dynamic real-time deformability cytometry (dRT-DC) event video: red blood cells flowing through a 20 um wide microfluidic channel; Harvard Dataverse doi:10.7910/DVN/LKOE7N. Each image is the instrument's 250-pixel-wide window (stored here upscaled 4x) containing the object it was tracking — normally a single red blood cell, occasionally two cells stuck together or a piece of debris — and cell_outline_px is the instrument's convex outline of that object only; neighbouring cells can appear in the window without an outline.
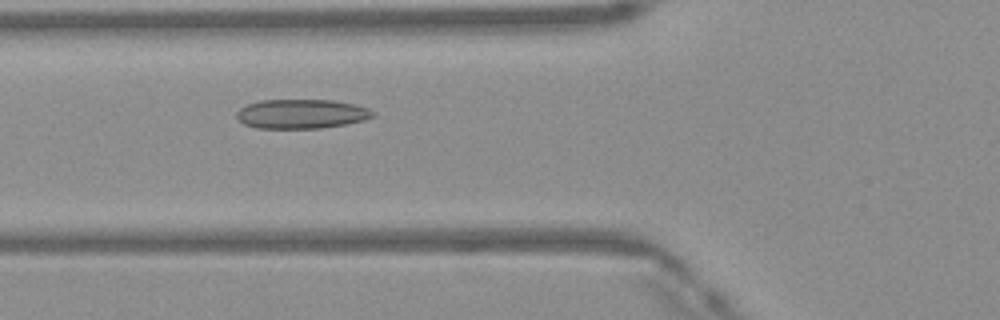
{"species": "Egyptian fruit bat (a non-hibernating species)", "species_latin": "Rousettus aegyptiacus", "temperature_condition": "warm", "stored_images_in_passage": 43, "camera_frame_rate_fps": 3000, "um_per_image_px": 0.085, "frame": {"image": 1, "passage_image": 12, "time_ms": 3.667, "image_size_px": [1000, 320], "cell_outline_px": [[376, 116], [364, 120], [344, 124], [320, 128], [256, 128], [244, 124], [236, 116], [236, 112], [240, 108], [248, 104], [260, 100], [332, 100], [352, 104], [368, 108], [376, 112]], "centroid_in_image_um": [25.63, 9.68], "position_along_channel_um": 100.2, "area_um2": 23.24}}
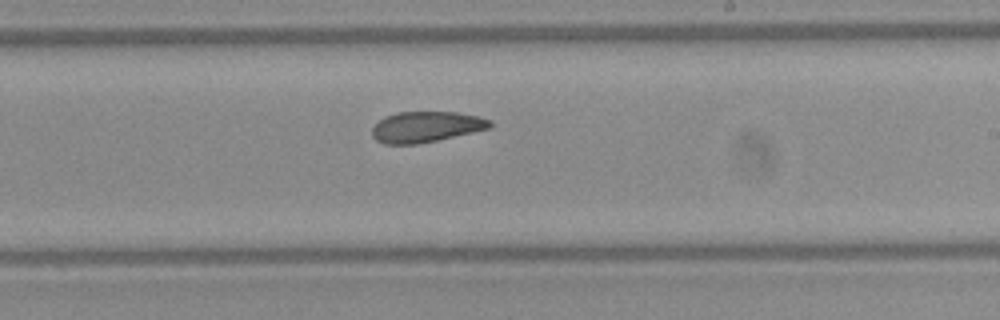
{"frame": {"image": 2, "passage_image": 23, "time_ms": 7.333, "image_size_px": [1000, 320], "cell_outline_px": [[492, 124], [488, 128], [472, 132], [436, 140], [416, 144], [384, 144], [376, 140], [372, 136], [372, 128], [384, 116], [396, 112], [456, 112], [480, 116], [492, 120]], "centroid_in_image_um": [36.19, 10.77], "position_along_channel_um": 252.8, "area_um2": 21.04}}
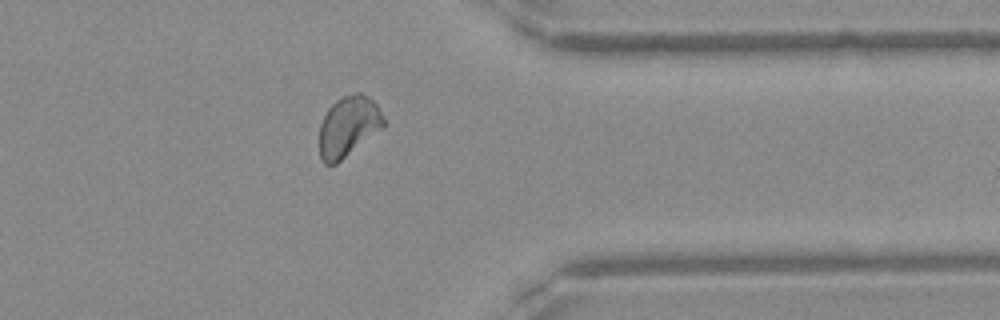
{"frame": {"image": 3, "passage_image": 33, "time_ms": 10.667, "image_size_px": [1000, 320], "cell_outline_px": [[384, 128], [336, 164], [324, 164], [320, 160], [320, 124], [328, 108], [336, 100], [344, 96], [356, 92], [360, 92], [368, 96], [376, 104], [384, 116]], "centroid_in_image_um": [29.62, 10.75], "position_along_channel_um": 381.8, "area_um2": 22.77}, "authors_computed_cell_mechanics": {"area_um2": 22.6576, "velocity_mm_per_s": 4.1485, "shape_relaxation_time_tau1_ms": null, "shape_relaxation_time_tau2_ms": 2.5116, "deformation_change_tau1": null, "deformation_change_tau2": 0.0687}}